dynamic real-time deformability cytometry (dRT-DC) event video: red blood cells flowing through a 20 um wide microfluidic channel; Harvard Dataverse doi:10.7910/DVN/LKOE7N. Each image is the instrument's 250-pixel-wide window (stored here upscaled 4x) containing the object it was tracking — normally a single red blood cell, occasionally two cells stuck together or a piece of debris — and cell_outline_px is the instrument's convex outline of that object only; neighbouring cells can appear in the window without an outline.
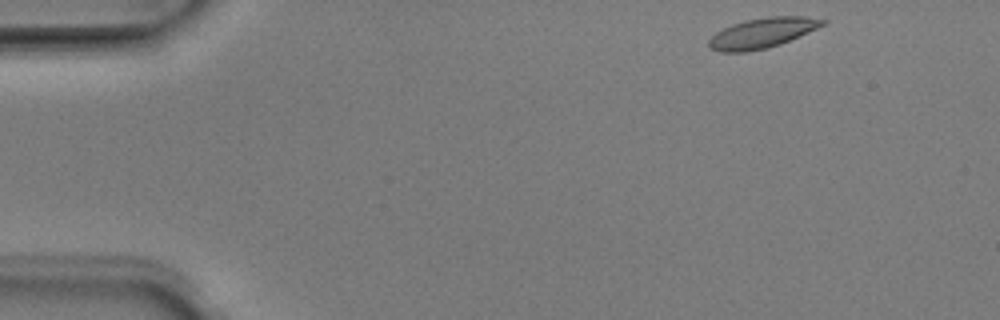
{"species": "Egyptian fruit bat (a non-hibernating species)", "species_latin": "Rousettus aegyptiacus", "temperature_condition": "room temperature", "stored_images_in_passage": 47, "camera_frame_rate_fps": 3000, "um_per_image_px": 0.085, "animal": {"sex": "male"}, "frame": {"image": 1, "passage_image": 1, "time_ms": 0.0, "image_size_px": [1000, 320], "cell_outline_px": [[828, 20], [824, 24], [816, 28], [780, 44], [768, 48], [748, 52], [720, 52], [708, 48], [708, 40], [716, 32], [732, 24], [744, 20], [768, 16], [804, 16]], "centroid_in_image_um": [64.74, 2.81], "position_along_channel_um": 20.3, "area_um2": 19.94}}
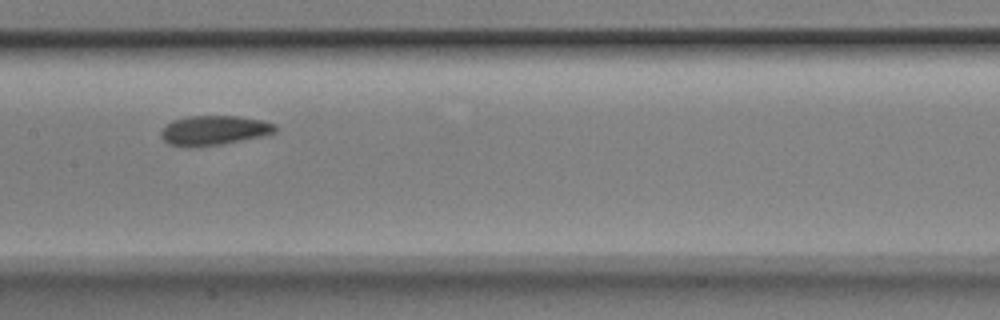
{"frame": {"image": 2, "passage_image": 21, "time_ms": 6.667, "image_size_px": [1000, 320], "cell_outline_px": [[276, 132], [264, 136], [224, 144], [192, 148], [184, 148], [168, 144], [160, 136], [160, 132], [172, 120], [188, 116], [236, 116], [260, 120], [276, 124]], "centroid_in_image_um": [18.17, 11.11], "position_along_channel_um": 189.2, "area_um2": 20.0}}
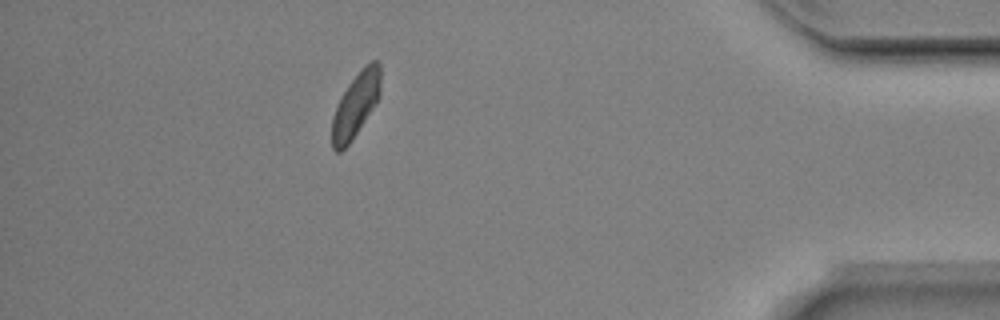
{"frame": {"image": 3, "passage_image": 41, "time_ms": 13.333, "image_size_px": [1000, 320], "cell_outline_px": [[380, 96], [376, 104], [352, 140], [340, 152], [336, 152], [332, 148], [332, 116], [348, 84], [372, 60], [380, 60]], "centroid_in_image_um": [30.25, 8.95], "position_along_channel_um": 405.0, "area_um2": 17.92}, "authors_computed_cell_mechanics": {"area_um2": 19.2474, "velocity_mm_per_s": 3.9202, "shape_relaxation_time_tau1_ms": 1.8797, "shape_relaxation_time_tau2_ms": 1.6428, "deformation_change_tau1": 0.103, "deformation_change_tau2": 0.071}}